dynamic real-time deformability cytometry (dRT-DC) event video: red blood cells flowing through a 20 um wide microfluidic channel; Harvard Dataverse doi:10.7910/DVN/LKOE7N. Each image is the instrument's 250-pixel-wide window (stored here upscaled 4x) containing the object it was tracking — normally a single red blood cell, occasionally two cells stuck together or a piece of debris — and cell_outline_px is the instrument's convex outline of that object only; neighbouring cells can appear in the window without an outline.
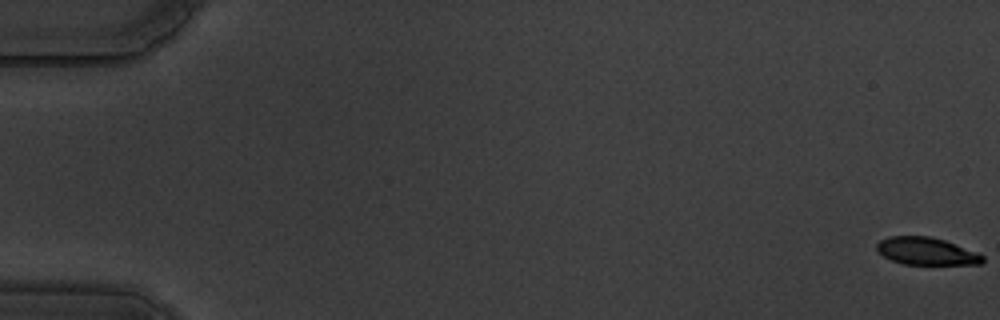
{"species": "common noctule bat (a hibernating species)", "species_latin": "Nyctalus noctula", "temperature_condition": "warm", "stored_images_in_passage": 16, "camera_frame_rate_fps": 3000, "um_per_image_px": 0.085, "animal": {"sex": "male", "body_mass_g": 19.5, "forearm_length_mm": 54.6}, "frame": {"image": 1, "passage_image": 1, "time_ms": 0.0, "image_size_px": [1000, 320], "cell_outline_px": [[984, 260], [980, 264], [904, 264], [892, 260], [884, 256], [876, 248], [876, 244], [880, 240], [888, 236], [932, 236], [944, 240], [976, 252], [984, 256]], "centroid_in_image_um": [78.73, 21.34], "position_along_channel_um": 6.3, "area_um2": 16.76}}